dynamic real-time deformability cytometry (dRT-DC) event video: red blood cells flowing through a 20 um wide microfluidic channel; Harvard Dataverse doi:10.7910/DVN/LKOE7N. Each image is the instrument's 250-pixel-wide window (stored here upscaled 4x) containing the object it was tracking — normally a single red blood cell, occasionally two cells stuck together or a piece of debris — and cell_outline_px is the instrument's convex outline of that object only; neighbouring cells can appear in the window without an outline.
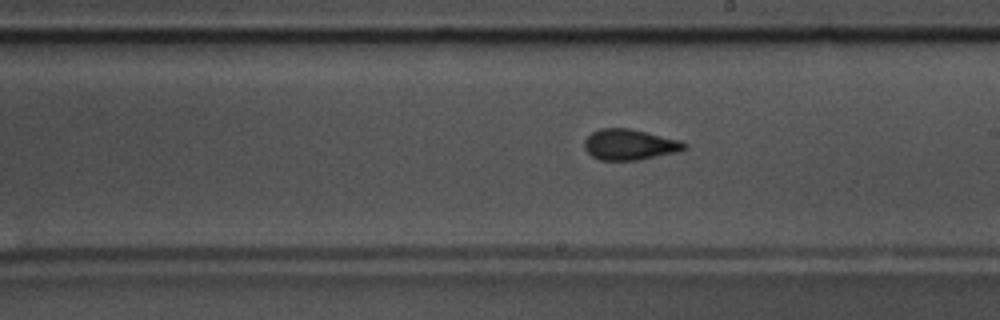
{"species": "common noctule bat (a hibernating species)", "species_latin": "Nyctalus noctula", "temperature_condition": "warm", "stored_images_in_passage": 57, "camera_frame_rate_fps": 3000, "um_per_image_px": 0.085, "animal": {"sex": "male", "body_mass_g": 17.5, "forearm_length_mm": 52.3}, "frame": {"image": 1, "passage_image": 33, "time_ms": 10.667, "image_size_px": [1000, 320], "cell_outline_px": [[688, 148], [676, 152], [640, 160], [600, 160], [592, 156], [584, 148], [584, 140], [592, 132], [600, 128], [628, 128], [680, 140], [688, 144]], "centroid_in_image_um": [53.52, 12.29], "position_along_channel_um": 235.5, "area_um2": 17.92}, "authors_computed_cell_mechanics": {"area_um2": 17.1088, "velocity_mm_per_s": 3.62, "shape_relaxation_time_tau1_ms": 4.0961, "shape_relaxation_time_tau2_ms": 1.5863, "deformation_change_tau1": 0.1399, "deformation_change_tau2": 0.0706}}